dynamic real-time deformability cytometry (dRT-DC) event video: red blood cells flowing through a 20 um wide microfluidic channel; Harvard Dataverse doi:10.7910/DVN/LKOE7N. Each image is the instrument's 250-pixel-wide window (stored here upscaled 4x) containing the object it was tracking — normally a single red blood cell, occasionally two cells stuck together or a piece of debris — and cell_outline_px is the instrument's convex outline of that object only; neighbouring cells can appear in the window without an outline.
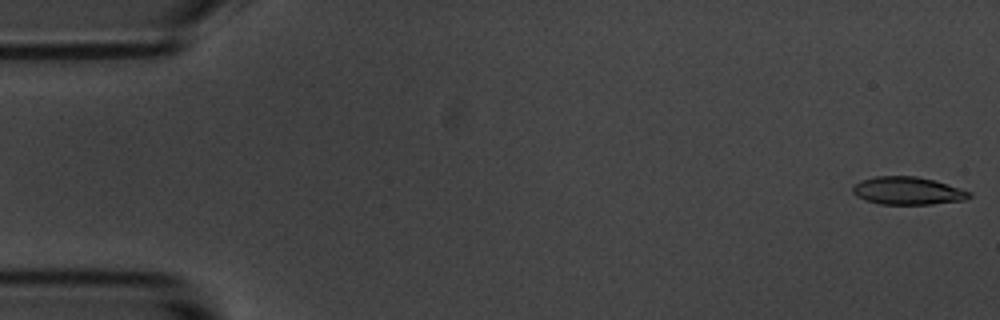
{"species": "common noctule bat (a hibernating species)", "species_latin": "Nyctalus noctula", "temperature_condition": "room temperature", "stored_images_in_passage": 9, "camera_frame_rate_fps": 3000, "um_per_image_px": 0.085, "animal": {"sex": "male", "body_mass_g": 20.1, "forearm_length_mm": 53.5}, "frame": {"image": 1, "passage_image": 1, "time_ms": 0.0, "image_size_px": [1000, 320], "cell_outline_px": [[972, 196], [964, 200], [932, 204], [880, 204], [864, 200], [856, 196], [852, 192], [852, 188], [860, 180], [876, 176], [916, 176], [932, 180], [960, 188], [972, 192]], "centroid_in_image_um": [77.14, 16.22], "position_along_channel_um": 7.9, "area_um2": 18.84}}
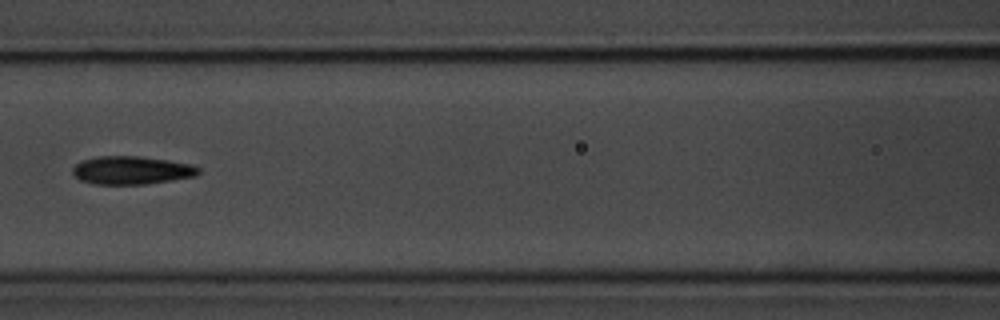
{"frame": {"image": 2, "passage_image": 8, "time_ms": 8.0, "image_size_px": [1000, 320], "cell_outline_px": [[200, 172], [196, 176], [172, 180], [144, 184], [92, 184], [80, 180], [72, 176], [72, 168], [80, 160], [96, 156], [140, 156], [168, 160], [192, 164], [200, 168]], "centroid_in_image_um": [11.15, 14.47], "position_along_channel_um": 155.5, "area_um2": 20.92}}
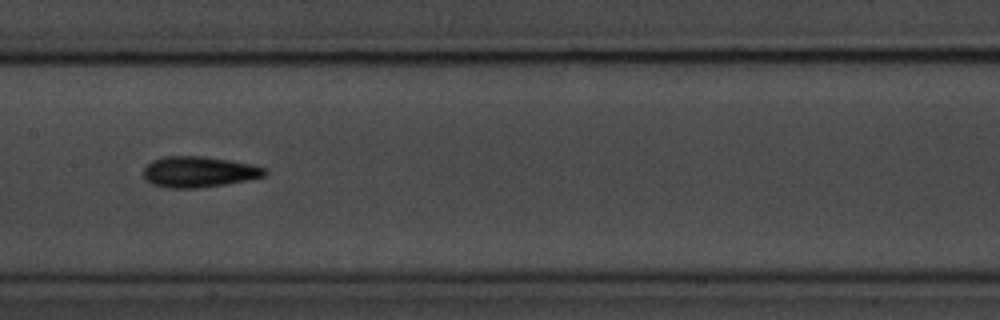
{"frame": {"image": 3, "passage_image": 9, "time_ms": 9.0, "image_size_px": [1000, 320], "cell_outline_px": [[268, 172], [264, 176], [248, 180], [224, 184], [196, 188], [168, 188], [152, 184], [144, 176], [144, 168], [152, 160], [164, 156], [204, 156], [228, 160], [248, 164], [264, 168]], "centroid_in_image_um": [16.88, 14.6], "position_along_channel_um": 190.5, "area_um2": 21.56}}